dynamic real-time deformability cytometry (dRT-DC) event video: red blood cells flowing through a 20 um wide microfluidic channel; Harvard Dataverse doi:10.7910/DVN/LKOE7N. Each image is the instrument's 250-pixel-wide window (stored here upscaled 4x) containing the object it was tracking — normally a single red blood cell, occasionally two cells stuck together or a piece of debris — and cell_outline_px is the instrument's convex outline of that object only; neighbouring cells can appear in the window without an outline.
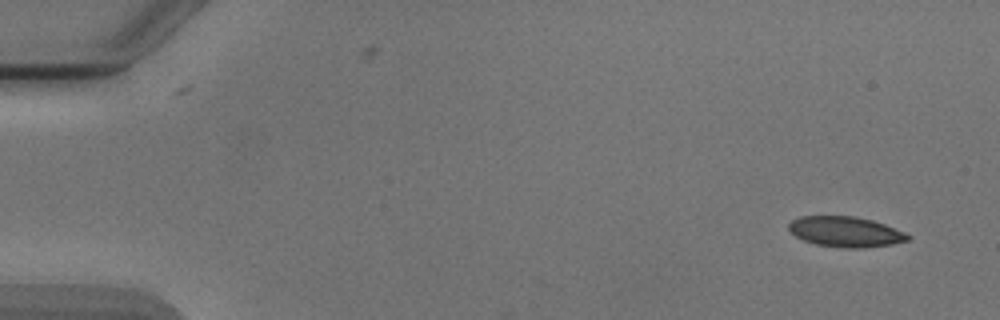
{"species": "Egyptian fruit bat (a non-hibernating species)", "species_latin": "Rousettus aegyptiacus", "temperature_condition": "cold", "stored_images_in_passage": 7, "camera_frame_rate_fps": 3000, "um_per_image_px": 0.085, "animal": {"sex": "male"}, "frame": {"image": 1, "passage_image": 1, "time_ms": 0.0, "image_size_px": [1000, 320], "cell_outline_px": [[912, 236], [908, 240], [892, 244], [864, 248], [844, 248], [816, 244], [804, 240], [796, 236], [788, 228], [788, 224], [792, 220], [800, 216], [856, 216], [872, 220], [884, 224], [904, 232]], "centroid_in_image_um": [71.88, 19.7], "position_along_channel_um": 13.1, "area_um2": 21.04}}
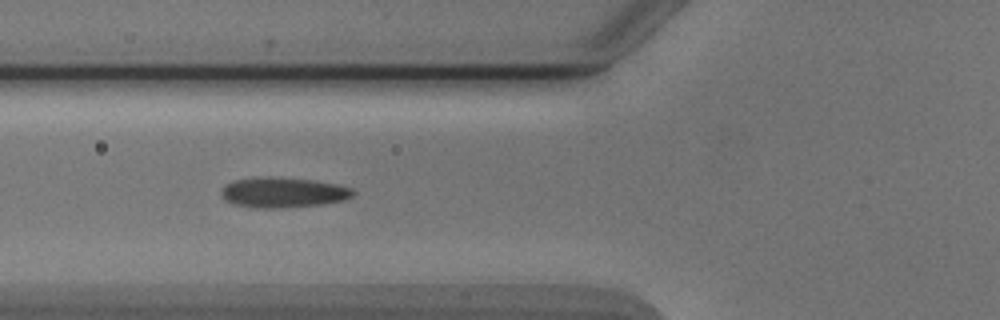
{"frame": {"image": 2, "passage_image": 5, "time_ms": 5.667, "image_size_px": [1000, 320], "cell_outline_px": [[356, 192], [352, 196], [344, 200], [320, 204], [280, 208], [252, 208], [232, 204], [224, 200], [220, 196], [220, 192], [224, 184], [236, 180], [272, 176], [312, 180], [336, 184], [352, 188]], "centroid_in_image_um": [24.01, 16.36], "position_along_channel_um": 101.8, "area_um2": 23.35}}
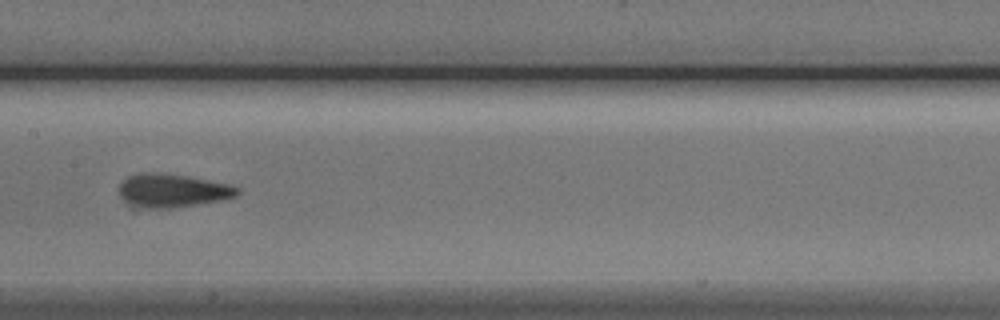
{"frame": {"image": 3, "passage_image": 7, "time_ms": 8.0, "image_size_px": [1000, 320], "cell_outline_px": [[240, 192], [236, 196], [224, 200], [168, 208], [128, 208], [120, 196], [120, 184], [128, 176], [148, 172], [156, 172], [188, 176], [232, 184], [240, 188]], "centroid_in_image_um": [14.65, 16.21], "position_along_channel_um": 192.7, "area_um2": 23.41}}